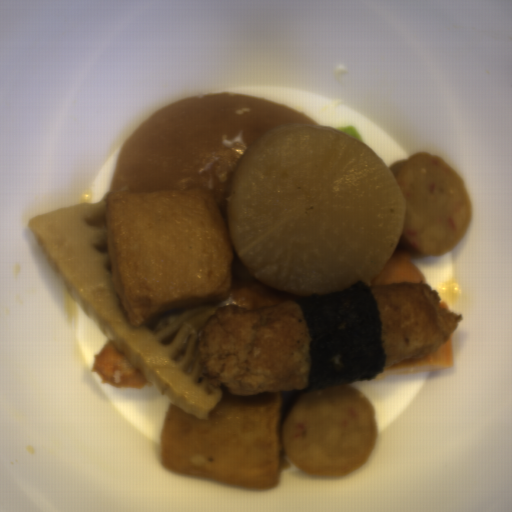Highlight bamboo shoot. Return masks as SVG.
Listing matches in <instances>:
<instances>
[{
    "label": "bamboo shoot",
    "instance_id": "obj_1",
    "mask_svg": "<svg viewBox=\"0 0 512 512\" xmlns=\"http://www.w3.org/2000/svg\"><path fill=\"white\" fill-rule=\"evenodd\" d=\"M106 195L38 213L27 221L28 230L86 319L172 405L205 420L227 387L210 386L201 366L198 332L225 300L169 309L132 328L112 280Z\"/></svg>",
    "mask_w": 512,
    "mask_h": 512
}]
</instances>
